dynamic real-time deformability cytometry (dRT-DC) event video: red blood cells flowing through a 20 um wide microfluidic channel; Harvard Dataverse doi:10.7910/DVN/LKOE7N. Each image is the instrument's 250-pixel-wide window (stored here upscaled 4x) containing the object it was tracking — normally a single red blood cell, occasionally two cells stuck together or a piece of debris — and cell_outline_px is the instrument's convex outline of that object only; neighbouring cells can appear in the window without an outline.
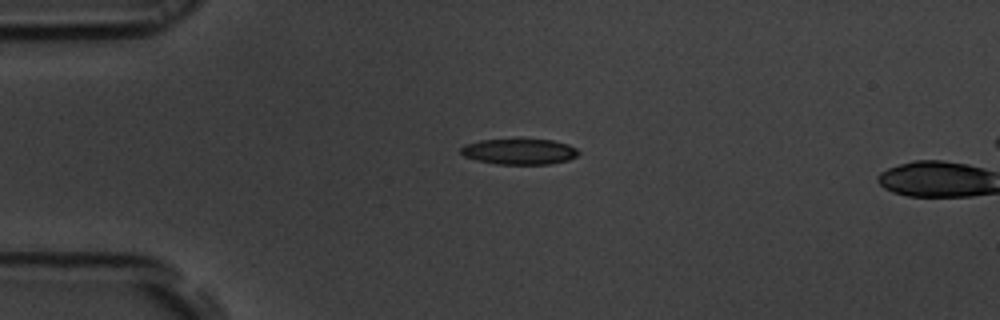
{"species": "common noctule bat (a hibernating species)", "species_latin": "Nyctalus noctula", "temperature_condition": "room temperature", "stored_images_in_passage": 3, "camera_frame_rate_fps": 3000, "um_per_image_px": 0.085, "animal": {"sex": "male", "body_mass_g": 19.5, "forearm_length_mm": 54.6}, "frame": {"image": 1, "passage_image": 1, "time_ms": 0.0, "image_size_px": [1000, 320], "cell_outline_px": [[580, 152], [576, 156], [568, 160], [548, 164], [496, 164], [476, 160], [464, 156], [460, 152], [460, 148], [464, 144], [480, 140], [552, 140], [568, 144], [576, 148]], "centroid_in_image_um": [44.12, 12.89], "position_along_channel_um": 40.9, "area_um2": 17.51}}